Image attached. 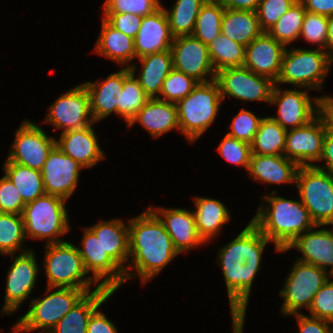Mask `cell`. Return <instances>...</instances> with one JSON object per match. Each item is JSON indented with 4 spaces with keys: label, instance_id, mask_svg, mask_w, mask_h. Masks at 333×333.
Here are the masks:
<instances>
[{
    "label": "cell",
    "instance_id": "1",
    "mask_svg": "<svg viewBox=\"0 0 333 333\" xmlns=\"http://www.w3.org/2000/svg\"><path fill=\"white\" fill-rule=\"evenodd\" d=\"M129 261L125 283L140 278V284L154 280L180 253L158 216L147 207L140 215L129 218ZM132 271V272H131Z\"/></svg>",
    "mask_w": 333,
    "mask_h": 333
},
{
    "label": "cell",
    "instance_id": "2",
    "mask_svg": "<svg viewBox=\"0 0 333 333\" xmlns=\"http://www.w3.org/2000/svg\"><path fill=\"white\" fill-rule=\"evenodd\" d=\"M277 193L274 189L269 195L263 194L255 215L250 219L273 242L276 253L316 226L300 198L292 200Z\"/></svg>",
    "mask_w": 333,
    "mask_h": 333
},
{
    "label": "cell",
    "instance_id": "3",
    "mask_svg": "<svg viewBox=\"0 0 333 333\" xmlns=\"http://www.w3.org/2000/svg\"><path fill=\"white\" fill-rule=\"evenodd\" d=\"M47 287L43 297L32 298L27 312L18 317L9 333H48L87 293L100 289Z\"/></svg>",
    "mask_w": 333,
    "mask_h": 333
},
{
    "label": "cell",
    "instance_id": "4",
    "mask_svg": "<svg viewBox=\"0 0 333 333\" xmlns=\"http://www.w3.org/2000/svg\"><path fill=\"white\" fill-rule=\"evenodd\" d=\"M220 87L216 80L198 83L193 91L176 103L180 134L193 144L206 133L221 112Z\"/></svg>",
    "mask_w": 333,
    "mask_h": 333
},
{
    "label": "cell",
    "instance_id": "5",
    "mask_svg": "<svg viewBox=\"0 0 333 333\" xmlns=\"http://www.w3.org/2000/svg\"><path fill=\"white\" fill-rule=\"evenodd\" d=\"M66 206L65 199L46 193L26 203L22 213L26 239L42 240L44 245L67 241L62 239L71 230Z\"/></svg>",
    "mask_w": 333,
    "mask_h": 333
},
{
    "label": "cell",
    "instance_id": "6",
    "mask_svg": "<svg viewBox=\"0 0 333 333\" xmlns=\"http://www.w3.org/2000/svg\"><path fill=\"white\" fill-rule=\"evenodd\" d=\"M289 48L285 49L281 72L275 84H289L293 88L302 87L321 93L326 76L333 66L331 57L325 50L317 47Z\"/></svg>",
    "mask_w": 333,
    "mask_h": 333
},
{
    "label": "cell",
    "instance_id": "7",
    "mask_svg": "<svg viewBox=\"0 0 333 333\" xmlns=\"http://www.w3.org/2000/svg\"><path fill=\"white\" fill-rule=\"evenodd\" d=\"M40 263L47 278V287L92 289L97 283L86 272L75 244L69 241L44 245Z\"/></svg>",
    "mask_w": 333,
    "mask_h": 333
},
{
    "label": "cell",
    "instance_id": "8",
    "mask_svg": "<svg viewBox=\"0 0 333 333\" xmlns=\"http://www.w3.org/2000/svg\"><path fill=\"white\" fill-rule=\"evenodd\" d=\"M290 273L283 283L279 296L282 298L280 313L282 316L301 314V310L308 311L315 294L330 278V274L310 263L295 259Z\"/></svg>",
    "mask_w": 333,
    "mask_h": 333
},
{
    "label": "cell",
    "instance_id": "9",
    "mask_svg": "<svg viewBox=\"0 0 333 333\" xmlns=\"http://www.w3.org/2000/svg\"><path fill=\"white\" fill-rule=\"evenodd\" d=\"M295 187L314 223L333 227V174L315 166H300Z\"/></svg>",
    "mask_w": 333,
    "mask_h": 333
},
{
    "label": "cell",
    "instance_id": "10",
    "mask_svg": "<svg viewBox=\"0 0 333 333\" xmlns=\"http://www.w3.org/2000/svg\"><path fill=\"white\" fill-rule=\"evenodd\" d=\"M309 91L302 87L283 89L275 84L269 105H277V116L270 117L287 131L307 125L319 115L321 98Z\"/></svg>",
    "mask_w": 333,
    "mask_h": 333
},
{
    "label": "cell",
    "instance_id": "11",
    "mask_svg": "<svg viewBox=\"0 0 333 333\" xmlns=\"http://www.w3.org/2000/svg\"><path fill=\"white\" fill-rule=\"evenodd\" d=\"M13 259L10 264L5 284L4 305L1 308V315L11 316L23 306L36 288L39 270L41 265L37 263L36 253L33 249L20 254L9 255Z\"/></svg>",
    "mask_w": 333,
    "mask_h": 333
},
{
    "label": "cell",
    "instance_id": "12",
    "mask_svg": "<svg viewBox=\"0 0 333 333\" xmlns=\"http://www.w3.org/2000/svg\"><path fill=\"white\" fill-rule=\"evenodd\" d=\"M43 120V123L62 132L95 124L85 86L81 83L57 97L48 106Z\"/></svg>",
    "mask_w": 333,
    "mask_h": 333
},
{
    "label": "cell",
    "instance_id": "13",
    "mask_svg": "<svg viewBox=\"0 0 333 333\" xmlns=\"http://www.w3.org/2000/svg\"><path fill=\"white\" fill-rule=\"evenodd\" d=\"M221 98L238 99L244 102H265L270 104L275 82L267 77L257 75L248 68L229 67L216 73Z\"/></svg>",
    "mask_w": 333,
    "mask_h": 333
},
{
    "label": "cell",
    "instance_id": "14",
    "mask_svg": "<svg viewBox=\"0 0 333 333\" xmlns=\"http://www.w3.org/2000/svg\"><path fill=\"white\" fill-rule=\"evenodd\" d=\"M15 130L7 159L29 168L41 171L49 152L56 145V138L49 136L38 124L22 120Z\"/></svg>",
    "mask_w": 333,
    "mask_h": 333
},
{
    "label": "cell",
    "instance_id": "15",
    "mask_svg": "<svg viewBox=\"0 0 333 333\" xmlns=\"http://www.w3.org/2000/svg\"><path fill=\"white\" fill-rule=\"evenodd\" d=\"M79 254L89 276L103 288L117 292L125 283L124 270L108 255L104 254L100 239L87 226L83 227Z\"/></svg>",
    "mask_w": 333,
    "mask_h": 333
},
{
    "label": "cell",
    "instance_id": "16",
    "mask_svg": "<svg viewBox=\"0 0 333 333\" xmlns=\"http://www.w3.org/2000/svg\"><path fill=\"white\" fill-rule=\"evenodd\" d=\"M227 288L230 313L232 318V333H244L246 310L253 288V281L261 266H251L245 263H217Z\"/></svg>",
    "mask_w": 333,
    "mask_h": 333
},
{
    "label": "cell",
    "instance_id": "17",
    "mask_svg": "<svg viewBox=\"0 0 333 333\" xmlns=\"http://www.w3.org/2000/svg\"><path fill=\"white\" fill-rule=\"evenodd\" d=\"M173 68L193 77L199 83H206L216 78L211 63L208 46L192 35L173 38L171 45Z\"/></svg>",
    "mask_w": 333,
    "mask_h": 333
},
{
    "label": "cell",
    "instance_id": "18",
    "mask_svg": "<svg viewBox=\"0 0 333 333\" xmlns=\"http://www.w3.org/2000/svg\"><path fill=\"white\" fill-rule=\"evenodd\" d=\"M327 127L318 115L307 125L287 131L283 155L299 166H315L322 156Z\"/></svg>",
    "mask_w": 333,
    "mask_h": 333
},
{
    "label": "cell",
    "instance_id": "19",
    "mask_svg": "<svg viewBox=\"0 0 333 333\" xmlns=\"http://www.w3.org/2000/svg\"><path fill=\"white\" fill-rule=\"evenodd\" d=\"M83 169L82 165L55 145L41 169L45 193L68 201L74 195Z\"/></svg>",
    "mask_w": 333,
    "mask_h": 333
},
{
    "label": "cell",
    "instance_id": "20",
    "mask_svg": "<svg viewBox=\"0 0 333 333\" xmlns=\"http://www.w3.org/2000/svg\"><path fill=\"white\" fill-rule=\"evenodd\" d=\"M272 243L250 221L230 242L218 248L216 263L261 266L266 246Z\"/></svg>",
    "mask_w": 333,
    "mask_h": 333
},
{
    "label": "cell",
    "instance_id": "21",
    "mask_svg": "<svg viewBox=\"0 0 333 333\" xmlns=\"http://www.w3.org/2000/svg\"><path fill=\"white\" fill-rule=\"evenodd\" d=\"M164 224L174 247L180 254H186L193 249L206 245L198 235L195 215L186 208H164L148 206Z\"/></svg>",
    "mask_w": 333,
    "mask_h": 333
},
{
    "label": "cell",
    "instance_id": "22",
    "mask_svg": "<svg viewBox=\"0 0 333 333\" xmlns=\"http://www.w3.org/2000/svg\"><path fill=\"white\" fill-rule=\"evenodd\" d=\"M324 227L316 225L279 252H289L294 248L301 253V257H296L297 260L314 264L330 274L333 271V228Z\"/></svg>",
    "mask_w": 333,
    "mask_h": 333
},
{
    "label": "cell",
    "instance_id": "23",
    "mask_svg": "<svg viewBox=\"0 0 333 333\" xmlns=\"http://www.w3.org/2000/svg\"><path fill=\"white\" fill-rule=\"evenodd\" d=\"M285 49L286 46L268 32H262L246 46L243 66L276 82L281 72Z\"/></svg>",
    "mask_w": 333,
    "mask_h": 333
},
{
    "label": "cell",
    "instance_id": "24",
    "mask_svg": "<svg viewBox=\"0 0 333 333\" xmlns=\"http://www.w3.org/2000/svg\"><path fill=\"white\" fill-rule=\"evenodd\" d=\"M94 126L93 124L85 128L61 132L60 137H56L58 148L88 169L95 167L106 158L105 152L99 144Z\"/></svg>",
    "mask_w": 333,
    "mask_h": 333
},
{
    "label": "cell",
    "instance_id": "25",
    "mask_svg": "<svg viewBox=\"0 0 333 333\" xmlns=\"http://www.w3.org/2000/svg\"><path fill=\"white\" fill-rule=\"evenodd\" d=\"M173 38L169 20L162 5L154 13L142 19L141 27L134 38L136 59L170 50Z\"/></svg>",
    "mask_w": 333,
    "mask_h": 333
},
{
    "label": "cell",
    "instance_id": "26",
    "mask_svg": "<svg viewBox=\"0 0 333 333\" xmlns=\"http://www.w3.org/2000/svg\"><path fill=\"white\" fill-rule=\"evenodd\" d=\"M90 101V110L95 124L111 114H117L120 92L124 85V67L109 74L105 79L82 82Z\"/></svg>",
    "mask_w": 333,
    "mask_h": 333
},
{
    "label": "cell",
    "instance_id": "27",
    "mask_svg": "<svg viewBox=\"0 0 333 333\" xmlns=\"http://www.w3.org/2000/svg\"><path fill=\"white\" fill-rule=\"evenodd\" d=\"M299 165L285 155L252 154L247 174L258 183L270 185H296Z\"/></svg>",
    "mask_w": 333,
    "mask_h": 333
},
{
    "label": "cell",
    "instance_id": "28",
    "mask_svg": "<svg viewBox=\"0 0 333 333\" xmlns=\"http://www.w3.org/2000/svg\"><path fill=\"white\" fill-rule=\"evenodd\" d=\"M137 123L153 139L164 136L171 130L180 132L176 103L158 98H150L127 125V128L131 129Z\"/></svg>",
    "mask_w": 333,
    "mask_h": 333
},
{
    "label": "cell",
    "instance_id": "29",
    "mask_svg": "<svg viewBox=\"0 0 333 333\" xmlns=\"http://www.w3.org/2000/svg\"><path fill=\"white\" fill-rule=\"evenodd\" d=\"M100 239L104 254H108L124 271L129 261V223L121 218L99 220L88 226Z\"/></svg>",
    "mask_w": 333,
    "mask_h": 333
},
{
    "label": "cell",
    "instance_id": "30",
    "mask_svg": "<svg viewBox=\"0 0 333 333\" xmlns=\"http://www.w3.org/2000/svg\"><path fill=\"white\" fill-rule=\"evenodd\" d=\"M138 60L141 70L138 72L137 63L134 62L130 66V71L138 79L140 86L149 98H158L164 80L174 69L171 50L148 54L138 58Z\"/></svg>",
    "mask_w": 333,
    "mask_h": 333
},
{
    "label": "cell",
    "instance_id": "31",
    "mask_svg": "<svg viewBox=\"0 0 333 333\" xmlns=\"http://www.w3.org/2000/svg\"><path fill=\"white\" fill-rule=\"evenodd\" d=\"M95 41L94 52L116 65L130 68L136 61L134 39L113 28L103 17L101 30Z\"/></svg>",
    "mask_w": 333,
    "mask_h": 333
},
{
    "label": "cell",
    "instance_id": "32",
    "mask_svg": "<svg viewBox=\"0 0 333 333\" xmlns=\"http://www.w3.org/2000/svg\"><path fill=\"white\" fill-rule=\"evenodd\" d=\"M193 201L197 233L208 244L220 234L224 225L230 223L231 212L215 198L195 196Z\"/></svg>",
    "mask_w": 333,
    "mask_h": 333
},
{
    "label": "cell",
    "instance_id": "33",
    "mask_svg": "<svg viewBox=\"0 0 333 333\" xmlns=\"http://www.w3.org/2000/svg\"><path fill=\"white\" fill-rule=\"evenodd\" d=\"M114 294L112 290L103 287L87 293L48 333H87L92 313Z\"/></svg>",
    "mask_w": 333,
    "mask_h": 333
},
{
    "label": "cell",
    "instance_id": "34",
    "mask_svg": "<svg viewBox=\"0 0 333 333\" xmlns=\"http://www.w3.org/2000/svg\"><path fill=\"white\" fill-rule=\"evenodd\" d=\"M263 31L257 13L248 10L225 9L221 34L243 46H248Z\"/></svg>",
    "mask_w": 333,
    "mask_h": 333
},
{
    "label": "cell",
    "instance_id": "35",
    "mask_svg": "<svg viewBox=\"0 0 333 333\" xmlns=\"http://www.w3.org/2000/svg\"><path fill=\"white\" fill-rule=\"evenodd\" d=\"M3 173L18 189L25 204L45 194L41 171L10 162L6 158Z\"/></svg>",
    "mask_w": 333,
    "mask_h": 333
},
{
    "label": "cell",
    "instance_id": "36",
    "mask_svg": "<svg viewBox=\"0 0 333 333\" xmlns=\"http://www.w3.org/2000/svg\"><path fill=\"white\" fill-rule=\"evenodd\" d=\"M285 130L270 116H263L253 142L250 144L252 154L283 155L286 146Z\"/></svg>",
    "mask_w": 333,
    "mask_h": 333
},
{
    "label": "cell",
    "instance_id": "37",
    "mask_svg": "<svg viewBox=\"0 0 333 333\" xmlns=\"http://www.w3.org/2000/svg\"><path fill=\"white\" fill-rule=\"evenodd\" d=\"M204 4L203 0H175L171 8L163 6L173 37L192 35L200 8Z\"/></svg>",
    "mask_w": 333,
    "mask_h": 333
},
{
    "label": "cell",
    "instance_id": "38",
    "mask_svg": "<svg viewBox=\"0 0 333 333\" xmlns=\"http://www.w3.org/2000/svg\"><path fill=\"white\" fill-rule=\"evenodd\" d=\"M25 241L22 215L0 213V255L5 257L31 250V248H26L23 245Z\"/></svg>",
    "mask_w": 333,
    "mask_h": 333
},
{
    "label": "cell",
    "instance_id": "39",
    "mask_svg": "<svg viewBox=\"0 0 333 333\" xmlns=\"http://www.w3.org/2000/svg\"><path fill=\"white\" fill-rule=\"evenodd\" d=\"M149 99L130 68L124 67V85L117 104V115L124 119L126 126Z\"/></svg>",
    "mask_w": 333,
    "mask_h": 333
},
{
    "label": "cell",
    "instance_id": "40",
    "mask_svg": "<svg viewBox=\"0 0 333 333\" xmlns=\"http://www.w3.org/2000/svg\"><path fill=\"white\" fill-rule=\"evenodd\" d=\"M207 46L216 73L225 68L244 65L246 47L242 44L220 34Z\"/></svg>",
    "mask_w": 333,
    "mask_h": 333
},
{
    "label": "cell",
    "instance_id": "41",
    "mask_svg": "<svg viewBox=\"0 0 333 333\" xmlns=\"http://www.w3.org/2000/svg\"><path fill=\"white\" fill-rule=\"evenodd\" d=\"M306 12L303 4L297 0L267 32L286 47L293 46L294 41L300 40V33Z\"/></svg>",
    "mask_w": 333,
    "mask_h": 333
},
{
    "label": "cell",
    "instance_id": "42",
    "mask_svg": "<svg viewBox=\"0 0 333 333\" xmlns=\"http://www.w3.org/2000/svg\"><path fill=\"white\" fill-rule=\"evenodd\" d=\"M225 8L220 3H205L199 11L192 36L208 45L221 34Z\"/></svg>",
    "mask_w": 333,
    "mask_h": 333
},
{
    "label": "cell",
    "instance_id": "43",
    "mask_svg": "<svg viewBox=\"0 0 333 333\" xmlns=\"http://www.w3.org/2000/svg\"><path fill=\"white\" fill-rule=\"evenodd\" d=\"M198 83L193 77L173 69L164 80L158 99L177 103L190 94Z\"/></svg>",
    "mask_w": 333,
    "mask_h": 333
},
{
    "label": "cell",
    "instance_id": "44",
    "mask_svg": "<svg viewBox=\"0 0 333 333\" xmlns=\"http://www.w3.org/2000/svg\"><path fill=\"white\" fill-rule=\"evenodd\" d=\"M162 4L160 0H105L102 14L127 13L145 17L158 10Z\"/></svg>",
    "mask_w": 333,
    "mask_h": 333
},
{
    "label": "cell",
    "instance_id": "45",
    "mask_svg": "<svg viewBox=\"0 0 333 333\" xmlns=\"http://www.w3.org/2000/svg\"><path fill=\"white\" fill-rule=\"evenodd\" d=\"M263 117L257 116L253 110L241 108L230 123V131L226 134L240 141L251 144Z\"/></svg>",
    "mask_w": 333,
    "mask_h": 333
},
{
    "label": "cell",
    "instance_id": "46",
    "mask_svg": "<svg viewBox=\"0 0 333 333\" xmlns=\"http://www.w3.org/2000/svg\"><path fill=\"white\" fill-rule=\"evenodd\" d=\"M328 32V17L306 12L300 33V39L318 46L319 49H326V40ZM303 39H302V38Z\"/></svg>",
    "mask_w": 333,
    "mask_h": 333
},
{
    "label": "cell",
    "instance_id": "47",
    "mask_svg": "<svg viewBox=\"0 0 333 333\" xmlns=\"http://www.w3.org/2000/svg\"><path fill=\"white\" fill-rule=\"evenodd\" d=\"M217 151L225 161L232 165L244 167L248 171L252 155L250 144L225 134L217 147Z\"/></svg>",
    "mask_w": 333,
    "mask_h": 333
},
{
    "label": "cell",
    "instance_id": "48",
    "mask_svg": "<svg viewBox=\"0 0 333 333\" xmlns=\"http://www.w3.org/2000/svg\"><path fill=\"white\" fill-rule=\"evenodd\" d=\"M297 0H260L256 13L263 32L271 29Z\"/></svg>",
    "mask_w": 333,
    "mask_h": 333
},
{
    "label": "cell",
    "instance_id": "49",
    "mask_svg": "<svg viewBox=\"0 0 333 333\" xmlns=\"http://www.w3.org/2000/svg\"><path fill=\"white\" fill-rule=\"evenodd\" d=\"M308 312V316L333 322V278L330 277L315 294Z\"/></svg>",
    "mask_w": 333,
    "mask_h": 333
},
{
    "label": "cell",
    "instance_id": "50",
    "mask_svg": "<svg viewBox=\"0 0 333 333\" xmlns=\"http://www.w3.org/2000/svg\"><path fill=\"white\" fill-rule=\"evenodd\" d=\"M25 205L18 189L4 174L0 178V213L22 215Z\"/></svg>",
    "mask_w": 333,
    "mask_h": 333
},
{
    "label": "cell",
    "instance_id": "51",
    "mask_svg": "<svg viewBox=\"0 0 333 333\" xmlns=\"http://www.w3.org/2000/svg\"><path fill=\"white\" fill-rule=\"evenodd\" d=\"M102 17L113 28L133 39L139 31L143 19V16L127 13L103 14Z\"/></svg>",
    "mask_w": 333,
    "mask_h": 333
},
{
    "label": "cell",
    "instance_id": "52",
    "mask_svg": "<svg viewBox=\"0 0 333 333\" xmlns=\"http://www.w3.org/2000/svg\"><path fill=\"white\" fill-rule=\"evenodd\" d=\"M297 321L298 333H333L332 322L301 314H292Z\"/></svg>",
    "mask_w": 333,
    "mask_h": 333
},
{
    "label": "cell",
    "instance_id": "53",
    "mask_svg": "<svg viewBox=\"0 0 333 333\" xmlns=\"http://www.w3.org/2000/svg\"><path fill=\"white\" fill-rule=\"evenodd\" d=\"M99 306L90 316L87 326V333H119L118 327L105 313L101 312Z\"/></svg>",
    "mask_w": 333,
    "mask_h": 333
},
{
    "label": "cell",
    "instance_id": "54",
    "mask_svg": "<svg viewBox=\"0 0 333 333\" xmlns=\"http://www.w3.org/2000/svg\"><path fill=\"white\" fill-rule=\"evenodd\" d=\"M315 167L333 174V135L328 132L324 138L321 159Z\"/></svg>",
    "mask_w": 333,
    "mask_h": 333
},
{
    "label": "cell",
    "instance_id": "55",
    "mask_svg": "<svg viewBox=\"0 0 333 333\" xmlns=\"http://www.w3.org/2000/svg\"><path fill=\"white\" fill-rule=\"evenodd\" d=\"M307 12L321 14L324 16L333 15V0H299Z\"/></svg>",
    "mask_w": 333,
    "mask_h": 333
},
{
    "label": "cell",
    "instance_id": "56",
    "mask_svg": "<svg viewBox=\"0 0 333 333\" xmlns=\"http://www.w3.org/2000/svg\"><path fill=\"white\" fill-rule=\"evenodd\" d=\"M319 115L326 124L327 132L333 135V96L331 94L321 96Z\"/></svg>",
    "mask_w": 333,
    "mask_h": 333
},
{
    "label": "cell",
    "instance_id": "57",
    "mask_svg": "<svg viewBox=\"0 0 333 333\" xmlns=\"http://www.w3.org/2000/svg\"><path fill=\"white\" fill-rule=\"evenodd\" d=\"M260 0H222L225 9L248 10L256 12Z\"/></svg>",
    "mask_w": 333,
    "mask_h": 333
},
{
    "label": "cell",
    "instance_id": "58",
    "mask_svg": "<svg viewBox=\"0 0 333 333\" xmlns=\"http://www.w3.org/2000/svg\"><path fill=\"white\" fill-rule=\"evenodd\" d=\"M325 51L333 60V15L328 16V32Z\"/></svg>",
    "mask_w": 333,
    "mask_h": 333
},
{
    "label": "cell",
    "instance_id": "59",
    "mask_svg": "<svg viewBox=\"0 0 333 333\" xmlns=\"http://www.w3.org/2000/svg\"><path fill=\"white\" fill-rule=\"evenodd\" d=\"M205 3H221L222 0H203Z\"/></svg>",
    "mask_w": 333,
    "mask_h": 333
},
{
    "label": "cell",
    "instance_id": "60",
    "mask_svg": "<svg viewBox=\"0 0 333 333\" xmlns=\"http://www.w3.org/2000/svg\"><path fill=\"white\" fill-rule=\"evenodd\" d=\"M330 277L333 278V271L330 273Z\"/></svg>",
    "mask_w": 333,
    "mask_h": 333
}]
</instances>
